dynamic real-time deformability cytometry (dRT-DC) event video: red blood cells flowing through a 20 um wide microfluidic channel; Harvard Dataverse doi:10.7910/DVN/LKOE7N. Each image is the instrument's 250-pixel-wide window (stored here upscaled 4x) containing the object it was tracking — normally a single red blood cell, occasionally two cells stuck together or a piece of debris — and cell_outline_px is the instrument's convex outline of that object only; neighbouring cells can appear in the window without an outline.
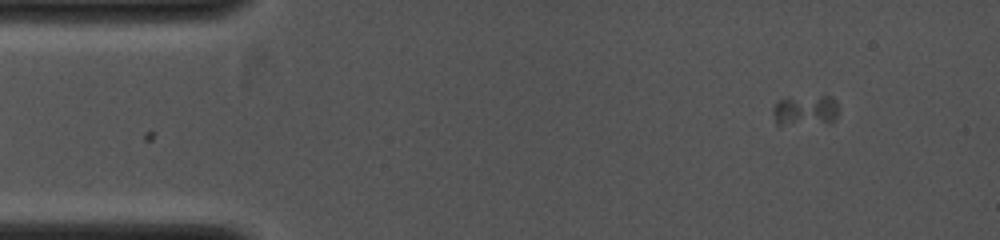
{"species": "common noctule bat (a hibernating species)", "species_latin": "Nyctalus noctula", "temperature_condition": "cold", "stored_images_in_passage": 5, "camera_frame_rate_fps": 4000, "um_per_image_px": 0.085, "animal": {"sex": "female", "body_mass_g": 19.0, "forearm_length_mm": 53.3}, "frame": {"image": 1, "passage_image": 5, "time_ms": 2.0, "image_size_px": [1000, 240], "cell_outline_px": [[840, 108], [836, 116], [832, 120], [780, 124], [776, 124], [772, 112], [772, 108], [780, 100], [820, 96], [828, 96], [836, 100]], "centroid_in_image_um": [68.46, 9.35], "position_along_channel_um": 16.5, "area_um2": 10.92}}